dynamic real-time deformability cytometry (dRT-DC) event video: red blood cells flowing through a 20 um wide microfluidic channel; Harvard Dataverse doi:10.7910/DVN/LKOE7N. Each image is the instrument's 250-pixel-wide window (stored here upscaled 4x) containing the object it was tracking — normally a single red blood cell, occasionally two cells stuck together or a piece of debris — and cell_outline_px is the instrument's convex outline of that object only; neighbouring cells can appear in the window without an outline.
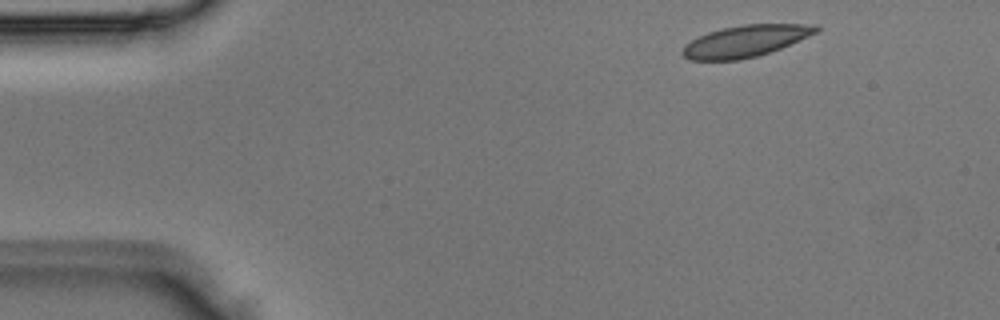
{"species": "Egyptian fruit bat (a non-hibernating species)", "species_latin": "Rousettus aegyptiacus", "temperature_condition": "room temperature", "stored_images_in_passage": 4, "camera_frame_rate_fps": 3000, "um_per_image_px": 0.085, "animal": {"sex": "male"}, "frame": {"image": 1, "passage_image": 1, "time_ms": 0.0, "image_size_px": [1000, 320], "cell_outline_px": [[820, 28], [816, 32], [808, 36], [780, 48], [756, 56], [740, 60], [688, 60], [680, 52], [684, 44], [708, 32], [724, 28], [744, 24], [816, 24]], "centroid_in_image_um": [63.32, 3.49], "position_along_channel_um": 21.7, "area_um2": 24.39}}